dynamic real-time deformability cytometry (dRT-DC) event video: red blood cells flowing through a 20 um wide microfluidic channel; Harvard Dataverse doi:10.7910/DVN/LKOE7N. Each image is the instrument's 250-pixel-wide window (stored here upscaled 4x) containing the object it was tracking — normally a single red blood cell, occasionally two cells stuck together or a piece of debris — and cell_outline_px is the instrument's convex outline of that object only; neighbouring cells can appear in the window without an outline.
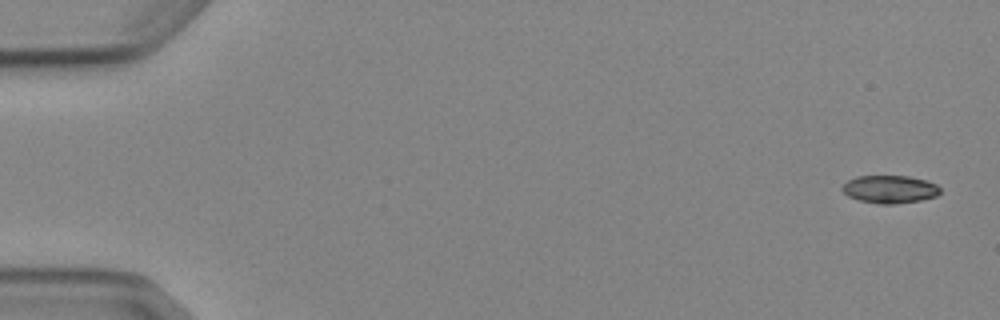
{"species": "Egyptian fruit bat (a non-hibernating species)", "species_latin": "Rousettus aegyptiacus", "temperature_condition": "cold", "stored_images_in_passage": 5, "camera_frame_rate_fps": 3000, "um_per_image_px": 0.085, "animal": {"sex": "female"}, "frame": {"image": 1, "passage_image": 1, "time_ms": 0.0, "image_size_px": [1000, 320], "cell_outline_px": [[940, 192], [936, 196], [920, 200], [896, 204], [880, 204], [860, 200], [848, 196], [840, 188], [848, 180], [856, 176], [908, 176], [924, 180], [936, 184], [940, 188]], "centroid_in_image_um": [75.62, 16.08], "position_along_channel_um": 9.4, "area_um2": 15.78}}
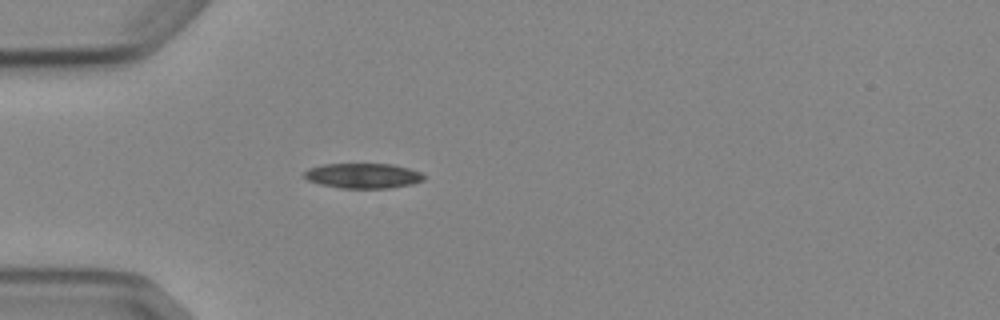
{"frame": {"image": 2, "passage_image": 5, "time_ms": 4.667, "image_size_px": [1000, 320], "cell_outline_px": [[424, 180], [412, 184], [392, 188], [340, 188], [320, 184], [308, 180], [304, 176], [304, 172], [308, 168], [324, 164], [392, 164], [408, 168], [420, 172], [424, 176]], "centroid_in_image_um": [30.86, 14.94], "position_along_channel_um": 54.1, "area_um2": 17.46}}